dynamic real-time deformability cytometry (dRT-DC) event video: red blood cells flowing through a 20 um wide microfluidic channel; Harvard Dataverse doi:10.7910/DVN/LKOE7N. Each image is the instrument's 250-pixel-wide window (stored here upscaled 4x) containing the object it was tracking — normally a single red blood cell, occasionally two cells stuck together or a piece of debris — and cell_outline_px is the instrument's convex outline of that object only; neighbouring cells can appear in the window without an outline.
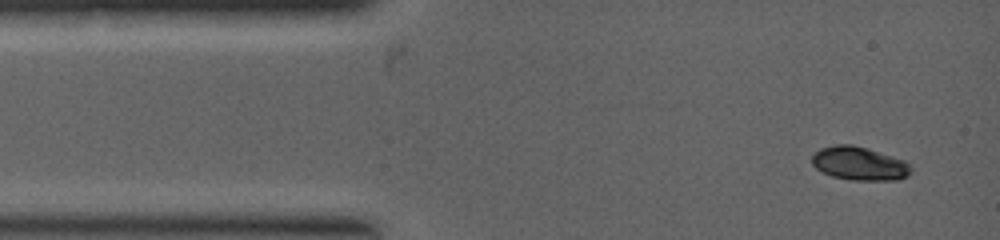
{"species": "common noctule bat (a hibernating species)", "species_latin": "Nyctalus noctula", "temperature_condition": "warm", "stored_images_in_passage": 3, "camera_frame_rate_fps": 5000, "um_per_image_px": 0.085, "animal": {"sex": "female", "body_mass_g": 19.0, "forearm_length_mm": 53.3}, "frame": {"image": 1, "passage_image": 1, "time_ms": 0.0, "image_size_px": [1000, 240], "cell_outline_px": [[912, 172], [908, 176], [896, 180], [852, 180], [832, 176], [816, 168], [812, 164], [812, 156], [820, 148], [836, 144], [852, 144], [868, 148], [904, 160], [912, 168]], "centroid_in_image_um": [73.06, 13.89], "position_along_channel_um": 11.9, "area_um2": 19.36}}
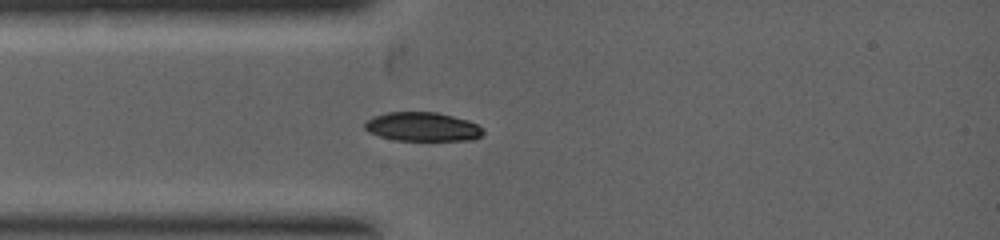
{"frame": {"image": 2, "passage_image": 3, "time_ms": 1.4, "image_size_px": [1000, 240], "cell_outline_px": [[484, 132], [480, 136], [472, 140], [396, 140], [380, 136], [368, 132], [364, 128], [364, 124], [372, 116], [388, 112], [436, 112], [468, 120], [484, 128]], "centroid_in_image_um": [35.91, 10.77], "position_along_channel_um": 49.1, "area_um2": 19.94}}